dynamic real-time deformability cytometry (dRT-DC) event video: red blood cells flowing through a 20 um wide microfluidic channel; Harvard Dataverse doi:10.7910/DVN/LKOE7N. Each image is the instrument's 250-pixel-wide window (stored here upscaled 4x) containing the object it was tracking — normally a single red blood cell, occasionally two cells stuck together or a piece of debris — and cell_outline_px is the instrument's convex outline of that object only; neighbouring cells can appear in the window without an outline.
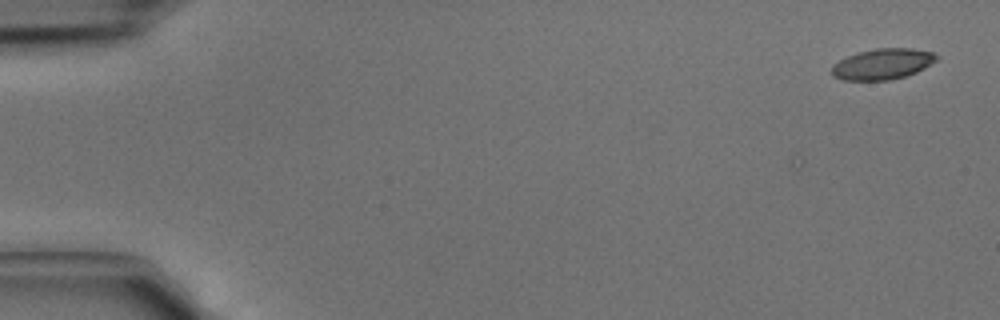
{"species": "common noctule bat (a hibernating species)", "species_latin": "Nyctalus noctula", "temperature_condition": "cold", "stored_images_in_passage": 5, "camera_frame_rate_fps": 3000, "um_per_image_px": 0.085, "animal": {"sex": "male", "body_mass_g": 15.6}, "frame": {"image": 1, "passage_image": 2, "time_ms": 0.333, "image_size_px": [1000, 320], "cell_outline_px": [[940, 56], [936, 60], [924, 68], [916, 72], [904, 76], [888, 80], [840, 80], [832, 76], [832, 64], [856, 52], [876, 48], [912, 48], [932, 52]], "centroid_in_image_um": [75.0, 5.43], "position_along_channel_um": 10.0, "area_um2": 18.84}}